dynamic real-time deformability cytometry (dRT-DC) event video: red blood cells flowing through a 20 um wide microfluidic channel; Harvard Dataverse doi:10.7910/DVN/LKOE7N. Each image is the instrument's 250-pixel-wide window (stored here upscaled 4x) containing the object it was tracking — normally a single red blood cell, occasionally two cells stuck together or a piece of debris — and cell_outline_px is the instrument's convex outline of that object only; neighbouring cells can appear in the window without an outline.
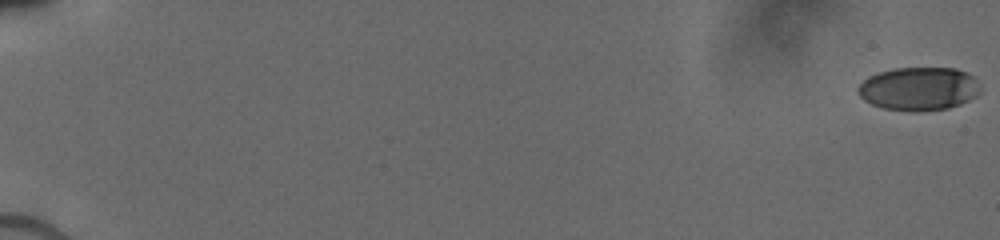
{"species": "human", "species_latin": "Homo sapiens", "temperature_condition": "cold", "stored_images_in_passage": 20, "camera_frame_rate_fps": 3000, "um_per_image_px": 0.085, "donor": {"sex": "male"}, "frame": {"image": 1, "passage_image": 1, "time_ms": 0.0, "image_size_px": [1000, 240], "cell_outline_px": [[980, 92], [976, 96], [960, 104], [948, 108], [916, 112], [912, 112], [884, 108], [872, 104], [864, 100], [856, 92], [856, 88], [868, 76], [892, 68], [956, 68], [972, 76], [980, 88]], "centroid_in_image_um": [78.06, 7.55], "position_along_channel_um": 6.9, "area_um2": 30.92}}
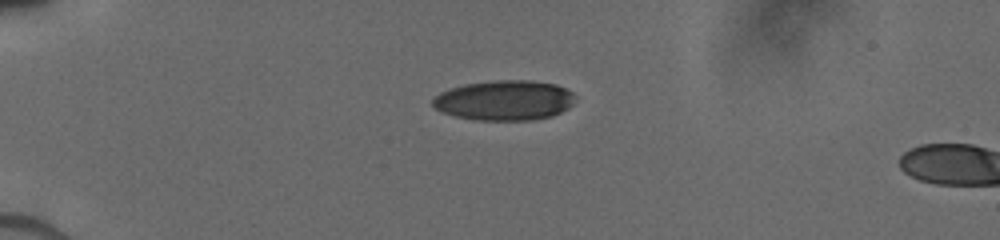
{"frame": {"image": 2, "passage_image": 16, "time_ms": 5.0, "image_size_px": [1000, 240], "cell_outline_px": [[572, 104], [568, 108], [552, 116], [532, 120], [476, 120], [456, 116], [440, 112], [432, 104], [432, 100], [440, 92], [464, 84], [496, 80], [528, 80], [556, 84], [572, 92]], "centroid_in_image_um": [42.85, 8.53], "position_along_channel_um": 42.1, "area_um2": 33.06}}